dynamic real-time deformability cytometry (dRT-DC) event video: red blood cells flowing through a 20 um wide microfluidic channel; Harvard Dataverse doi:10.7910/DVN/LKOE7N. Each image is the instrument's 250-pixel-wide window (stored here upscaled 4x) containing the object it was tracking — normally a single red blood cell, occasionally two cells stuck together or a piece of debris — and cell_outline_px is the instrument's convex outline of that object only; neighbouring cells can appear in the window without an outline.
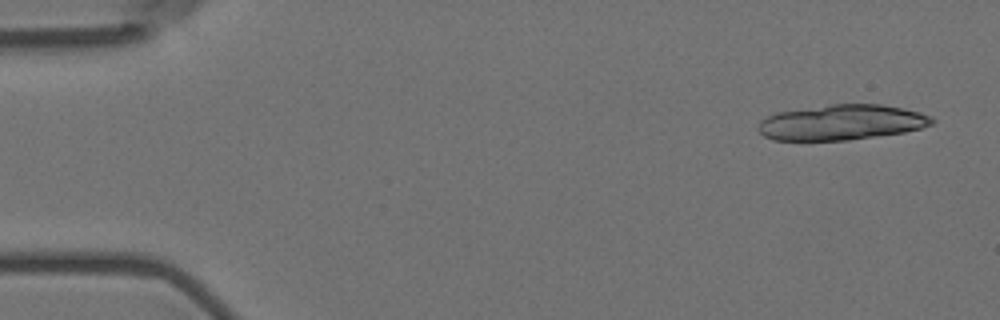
{"species": "Egyptian fruit bat (a non-hibernating species)", "species_latin": "Rousettus aegyptiacus", "temperature_condition": "room temperature", "stored_images_in_passage": 21, "camera_frame_rate_fps": 3000, "um_per_image_px": 0.085, "animal": {"sex": "female"}, "frame": {"image": 1, "passage_image": 3, "time_ms": 0.667, "image_size_px": [1000, 320], "cell_outline_px": [[936, 120], [932, 124], [920, 128], [904, 132], [848, 140], [772, 140], [764, 136], [756, 128], [760, 120], [776, 112], [832, 104], [880, 104], [920, 112], [932, 116]], "centroid_in_image_um": [71.51, 10.4], "position_along_channel_um": 13.5, "area_um2": 35.72}}